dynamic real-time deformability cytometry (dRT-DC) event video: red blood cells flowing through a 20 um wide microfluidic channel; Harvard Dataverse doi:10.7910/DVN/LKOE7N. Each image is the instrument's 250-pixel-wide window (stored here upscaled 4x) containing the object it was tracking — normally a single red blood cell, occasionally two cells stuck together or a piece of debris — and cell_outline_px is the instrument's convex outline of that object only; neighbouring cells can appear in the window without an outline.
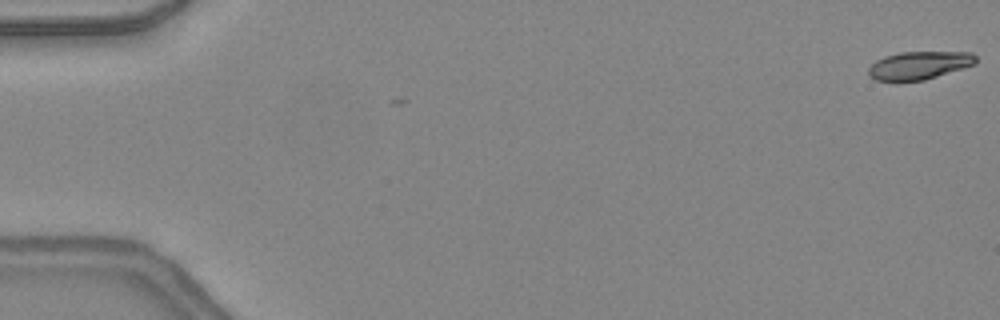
{"species": "common noctule bat (a hibernating species)", "species_latin": "Nyctalus noctula", "temperature_condition": "warm", "stored_images_in_passage": 2, "camera_frame_rate_fps": 3000, "um_per_image_px": 0.085, "animal": {"sex": "female", "body_mass_g": 24.6, "forearm_length_mm": 56.2}, "frame": {"image": 1, "passage_image": 2, "time_ms": 0.333, "image_size_px": [1000, 320], "cell_outline_px": [[976, 64], [924, 80], [876, 80], [868, 76], [868, 68], [876, 60], [884, 56], [900, 52], [972, 52], [976, 56]], "centroid_in_image_um": [78.13, 5.54], "position_along_channel_um": 6.9, "area_um2": 17.4}}